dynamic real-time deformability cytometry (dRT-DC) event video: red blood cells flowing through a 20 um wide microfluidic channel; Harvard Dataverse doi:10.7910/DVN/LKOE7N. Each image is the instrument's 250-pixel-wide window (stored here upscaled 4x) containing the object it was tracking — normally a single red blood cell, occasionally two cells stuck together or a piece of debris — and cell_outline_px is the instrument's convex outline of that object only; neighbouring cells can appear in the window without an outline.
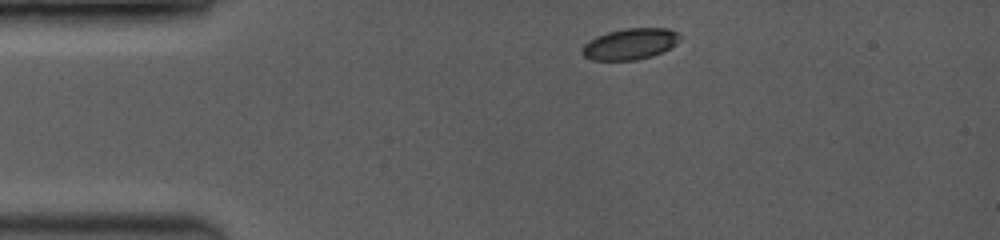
{"species": "common noctule bat (a hibernating species)", "species_latin": "Nyctalus noctula", "temperature_condition": "room temperature", "stored_images_in_passage": 4, "camera_frame_rate_fps": 3500, "um_per_image_px": 0.085, "animal": {"sex": "female", "body_mass_g": 19.0, "forearm_length_mm": 53.3}, "frame": {"image": 1, "passage_image": 1, "time_ms": 0.0, "image_size_px": [1000, 240], "cell_outline_px": [[680, 40], [676, 44], [664, 52], [652, 56], [636, 60], [592, 60], [584, 56], [580, 52], [584, 44], [596, 36], [608, 32], [628, 28], [668, 28], [676, 32], [680, 36]], "centroid_in_image_um": [53.57, 3.74], "position_along_channel_um": 31.4, "area_um2": 17.8}}